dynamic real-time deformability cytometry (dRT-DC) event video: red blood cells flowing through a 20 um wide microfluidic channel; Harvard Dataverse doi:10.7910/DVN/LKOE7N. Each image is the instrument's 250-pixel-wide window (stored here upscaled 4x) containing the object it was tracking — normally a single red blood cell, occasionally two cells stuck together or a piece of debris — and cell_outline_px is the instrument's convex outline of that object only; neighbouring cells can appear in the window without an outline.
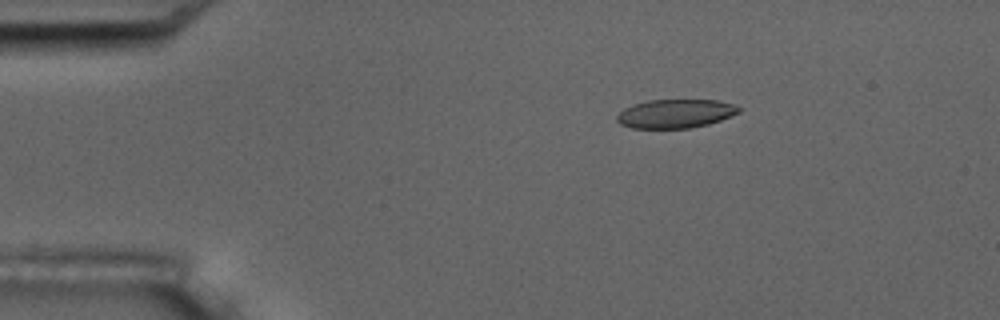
{"species": "common noctule bat (a hibernating species)", "species_latin": "Nyctalus noctula", "temperature_condition": "room temperature", "stored_images_in_passage": 4, "camera_frame_rate_fps": 3000, "um_per_image_px": 0.085, "animal": {"sex": "male", "body_mass_g": 17.5, "forearm_length_mm": 52.3}, "frame": {"image": 1, "passage_image": 2, "time_ms": 1.0, "image_size_px": [1000, 320], "cell_outline_px": [[740, 112], [720, 120], [708, 124], [692, 128], [632, 128], [620, 124], [616, 120], [616, 116], [624, 108], [632, 104], [648, 100], [716, 100], [736, 104], [740, 108]], "centroid_in_image_um": [57.4, 9.65], "position_along_channel_um": 27.6, "area_um2": 20.52}}